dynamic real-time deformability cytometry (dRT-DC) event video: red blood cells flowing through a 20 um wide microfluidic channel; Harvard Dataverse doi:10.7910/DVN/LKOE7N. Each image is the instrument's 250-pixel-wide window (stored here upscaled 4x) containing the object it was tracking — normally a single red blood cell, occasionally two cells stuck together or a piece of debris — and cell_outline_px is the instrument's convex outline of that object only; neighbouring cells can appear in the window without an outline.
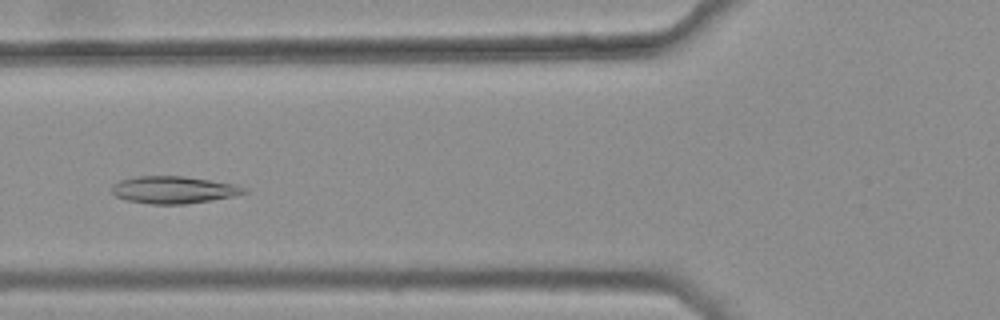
{"species": "common noctule bat (a hibernating species)", "species_latin": "Nyctalus noctula", "temperature_condition": "warm", "stored_images_in_passage": 42, "camera_frame_rate_fps": 3000, "um_per_image_px": 0.085, "animal": {"sex": "female", "body_mass_g": 25.1}, "frame": {"image": 1, "passage_image": 17, "time_ms": 5.333, "image_size_px": [1000, 320], "cell_outline_px": [[248, 192], [232, 196], [212, 200], [184, 204], [152, 204], [128, 200], [116, 196], [112, 192], [112, 184], [120, 180], [136, 176], [184, 176], [240, 184]], "centroid_in_image_um": [14.78, 16.12], "position_along_channel_um": 111.0, "area_um2": 21.04}}
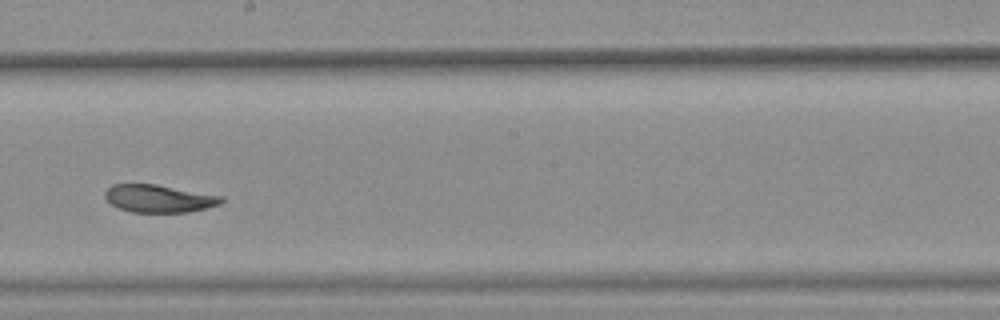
{"frame": {"image": 2, "passage_image": 27, "time_ms": 8.667, "image_size_px": [1000, 320], "cell_outline_px": [[224, 200], [220, 204], [188, 212], [132, 212], [116, 208], [104, 196], [104, 192], [112, 184], [156, 184], [220, 196]], "centroid_in_image_um": [13.45, 16.88], "position_along_channel_um": 234.8, "area_um2": 18.55}}
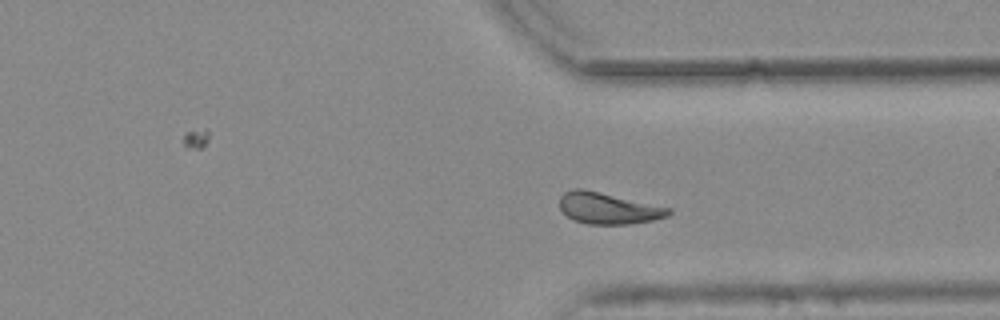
{"frame": {"image": 3, "passage_image": 37, "time_ms": 12.0, "image_size_px": [1000, 320], "cell_outline_px": [[672, 212], [668, 216], [652, 220], [628, 224], [588, 224], [572, 220], [560, 208], [560, 196], [564, 192], [572, 188], [580, 188], [672, 208]], "centroid_in_image_um": [51.69, 17.71], "position_along_channel_um": 359.7, "area_um2": 19.77}, "authors_computed_cell_mechanics": {"area_um2": 20.1433, "velocity_mm_per_s": 3.7269, "shape_relaxation_time_tau1_ms": 10.698, "shape_relaxation_time_tau2_ms": null, "deformation_change_tau1": 0.1869, "deformation_change_tau2": null}}